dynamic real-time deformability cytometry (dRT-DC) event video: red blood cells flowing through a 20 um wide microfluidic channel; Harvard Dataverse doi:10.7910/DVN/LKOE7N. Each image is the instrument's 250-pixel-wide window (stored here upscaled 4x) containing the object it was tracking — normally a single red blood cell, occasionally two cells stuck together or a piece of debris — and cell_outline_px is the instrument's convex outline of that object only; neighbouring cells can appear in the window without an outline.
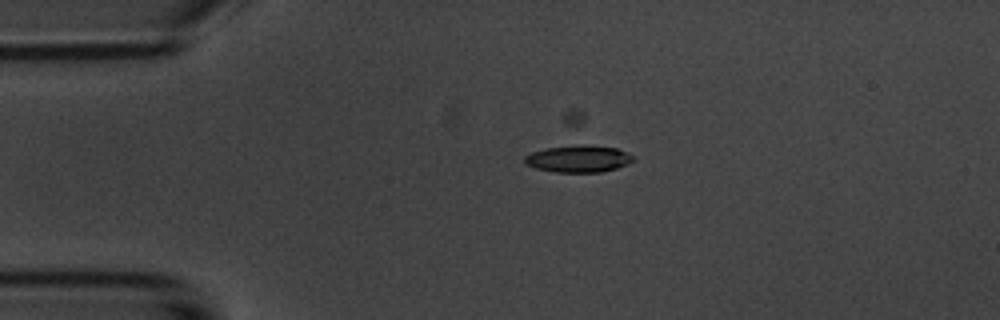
{"species": "common noctule bat (a hibernating species)", "species_latin": "Nyctalus noctula", "temperature_condition": "room temperature", "stored_images_in_passage": 5, "camera_frame_rate_fps": 3000, "um_per_image_px": 0.085, "animal": {"sex": "male", "body_mass_g": 20.1, "forearm_length_mm": 53.5}, "frame": {"image": 1, "passage_image": 4, "time_ms": 4.333, "image_size_px": [1000, 320], "cell_outline_px": [[636, 156], [628, 164], [616, 168], [600, 172], [556, 172], [536, 168], [524, 164], [524, 156], [532, 152], [544, 148], [616, 148]], "centroid_in_image_um": [49.13, 13.56], "position_along_channel_um": 35.9, "area_um2": 16.07}}